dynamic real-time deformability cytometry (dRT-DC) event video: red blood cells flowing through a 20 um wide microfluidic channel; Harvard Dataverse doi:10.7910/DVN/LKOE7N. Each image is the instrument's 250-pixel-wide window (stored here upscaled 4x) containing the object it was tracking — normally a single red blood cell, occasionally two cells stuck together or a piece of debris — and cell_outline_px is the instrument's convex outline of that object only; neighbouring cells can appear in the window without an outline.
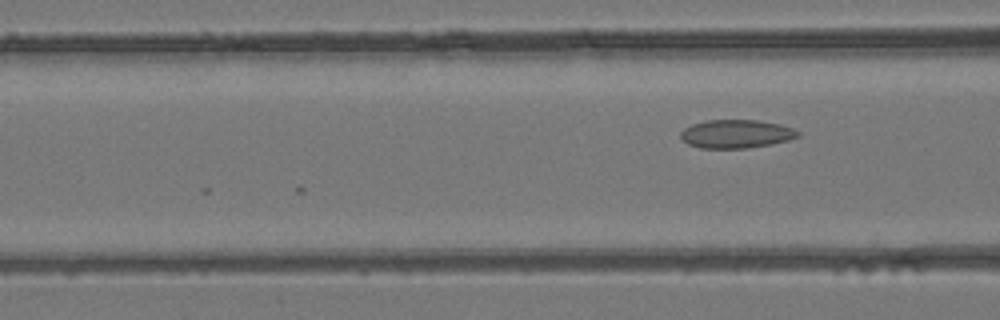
{"species": "common noctule bat (a hibernating species)", "species_latin": "Nyctalus noctula", "temperature_condition": "room temperature", "stored_images_in_passage": 5, "camera_frame_rate_fps": 3000, "um_per_image_px": 0.085, "animal": {"sex": "female", "body_mass_g": 24.6, "forearm_length_mm": 56.2}, "frame": {"image": 1, "passage_image": 5, "time_ms": 1.333, "image_size_px": [1000, 320], "cell_outline_px": [[800, 136], [788, 140], [772, 144], [748, 148], [700, 148], [688, 144], [680, 140], [680, 132], [684, 128], [692, 124], [704, 120], [756, 120], [780, 124], [792, 128], [800, 132]], "centroid_in_image_um": [62.55, 11.38], "position_along_channel_um": 104.1, "area_um2": 19.59}}